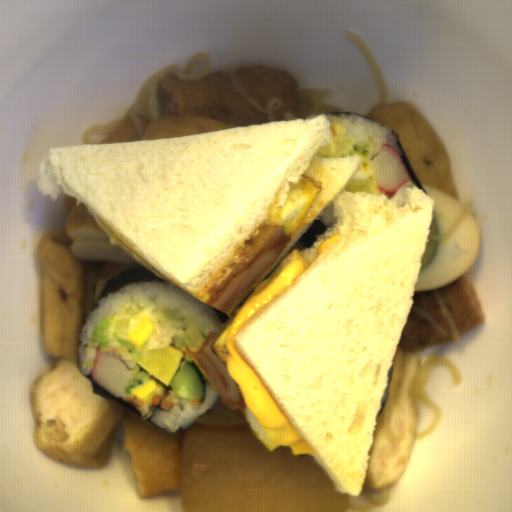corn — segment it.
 I'll list each match as a JSON object with an SVG mask.
<instances>
[{
	"label": "corn",
	"mask_w": 512,
	"mask_h": 512,
	"mask_svg": "<svg viewBox=\"0 0 512 512\" xmlns=\"http://www.w3.org/2000/svg\"><path fill=\"white\" fill-rule=\"evenodd\" d=\"M153 332L154 326L152 322L144 317L130 329L128 340L133 345L142 346Z\"/></svg>",
	"instance_id": "51d56268"
}]
</instances>
